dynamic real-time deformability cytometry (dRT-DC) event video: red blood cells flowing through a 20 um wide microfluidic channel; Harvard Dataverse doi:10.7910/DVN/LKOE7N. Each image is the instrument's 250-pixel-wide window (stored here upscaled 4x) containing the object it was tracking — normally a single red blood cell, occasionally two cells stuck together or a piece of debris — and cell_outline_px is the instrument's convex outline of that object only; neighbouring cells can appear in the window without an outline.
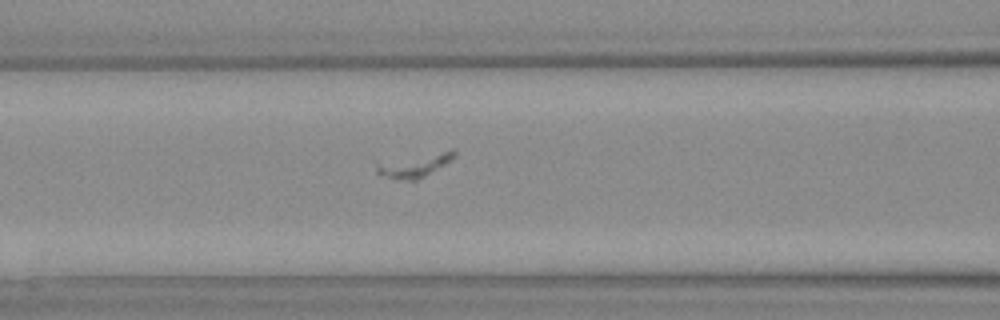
{"species": "Egyptian fruit bat (a non-hibernating species)", "species_latin": "Rousettus aegyptiacus", "temperature_condition": "warm", "stored_images_in_passage": 19, "camera_frame_rate_fps": 3000, "um_per_image_px": 0.085, "animal": {"sex": "female"}, "frame": {"image": 1, "passage_image": 6, "time_ms": 1.667, "image_size_px": [1000, 320], "cell_outline_px": [[456, 156], [444, 164], [416, 180], [408, 180], [388, 176], [376, 172], [376, 160], [452, 148], [456, 152]], "centroid_in_image_um": [35.21, 13.96], "position_along_channel_um": 131.4, "area_um2": 10.98}}